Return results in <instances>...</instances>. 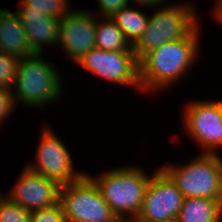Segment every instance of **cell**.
<instances>
[{"label": "cell", "mask_w": 222, "mask_h": 222, "mask_svg": "<svg viewBox=\"0 0 222 222\" xmlns=\"http://www.w3.org/2000/svg\"><path fill=\"white\" fill-rule=\"evenodd\" d=\"M183 126L202 153L219 154L222 148V100H197L186 103Z\"/></svg>", "instance_id": "obj_7"}, {"label": "cell", "mask_w": 222, "mask_h": 222, "mask_svg": "<svg viewBox=\"0 0 222 222\" xmlns=\"http://www.w3.org/2000/svg\"><path fill=\"white\" fill-rule=\"evenodd\" d=\"M115 222H132V221H128V220H125V219H118L117 221Z\"/></svg>", "instance_id": "obj_27"}, {"label": "cell", "mask_w": 222, "mask_h": 222, "mask_svg": "<svg viewBox=\"0 0 222 222\" xmlns=\"http://www.w3.org/2000/svg\"><path fill=\"white\" fill-rule=\"evenodd\" d=\"M0 52L24 58L35 53L18 12L0 8Z\"/></svg>", "instance_id": "obj_14"}, {"label": "cell", "mask_w": 222, "mask_h": 222, "mask_svg": "<svg viewBox=\"0 0 222 222\" xmlns=\"http://www.w3.org/2000/svg\"><path fill=\"white\" fill-rule=\"evenodd\" d=\"M137 6H126L117 12L111 19L124 33L125 38L133 46L136 41L142 36L148 23V16Z\"/></svg>", "instance_id": "obj_17"}, {"label": "cell", "mask_w": 222, "mask_h": 222, "mask_svg": "<svg viewBox=\"0 0 222 222\" xmlns=\"http://www.w3.org/2000/svg\"><path fill=\"white\" fill-rule=\"evenodd\" d=\"M186 164H165L160 168L176 184L184 198L222 200V157L200 153Z\"/></svg>", "instance_id": "obj_5"}, {"label": "cell", "mask_w": 222, "mask_h": 222, "mask_svg": "<svg viewBox=\"0 0 222 222\" xmlns=\"http://www.w3.org/2000/svg\"><path fill=\"white\" fill-rule=\"evenodd\" d=\"M213 17L222 25V0H216L215 8L213 9Z\"/></svg>", "instance_id": "obj_25"}, {"label": "cell", "mask_w": 222, "mask_h": 222, "mask_svg": "<svg viewBox=\"0 0 222 222\" xmlns=\"http://www.w3.org/2000/svg\"><path fill=\"white\" fill-rule=\"evenodd\" d=\"M47 126L42 130L37 147L35 161L26 166L35 173L57 181L60 185L79 180L85 172H78L74 167L72 154L64 141Z\"/></svg>", "instance_id": "obj_8"}, {"label": "cell", "mask_w": 222, "mask_h": 222, "mask_svg": "<svg viewBox=\"0 0 222 222\" xmlns=\"http://www.w3.org/2000/svg\"><path fill=\"white\" fill-rule=\"evenodd\" d=\"M102 19V20H101ZM96 48L105 51H133L124 33L111 18L96 16Z\"/></svg>", "instance_id": "obj_16"}, {"label": "cell", "mask_w": 222, "mask_h": 222, "mask_svg": "<svg viewBox=\"0 0 222 222\" xmlns=\"http://www.w3.org/2000/svg\"><path fill=\"white\" fill-rule=\"evenodd\" d=\"M17 12L21 17L30 47L35 54H43L45 46H58L59 19L37 11Z\"/></svg>", "instance_id": "obj_13"}, {"label": "cell", "mask_w": 222, "mask_h": 222, "mask_svg": "<svg viewBox=\"0 0 222 222\" xmlns=\"http://www.w3.org/2000/svg\"><path fill=\"white\" fill-rule=\"evenodd\" d=\"M0 222H31V212L2 195L0 197Z\"/></svg>", "instance_id": "obj_19"}, {"label": "cell", "mask_w": 222, "mask_h": 222, "mask_svg": "<svg viewBox=\"0 0 222 222\" xmlns=\"http://www.w3.org/2000/svg\"><path fill=\"white\" fill-rule=\"evenodd\" d=\"M95 33L96 15L91 10L71 9L60 20L58 45L76 63L91 49L96 48Z\"/></svg>", "instance_id": "obj_11"}, {"label": "cell", "mask_w": 222, "mask_h": 222, "mask_svg": "<svg viewBox=\"0 0 222 222\" xmlns=\"http://www.w3.org/2000/svg\"><path fill=\"white\" fill-rule=\"evenodd\" d=\"M165 222H180V220L178 219V217H175V218H171Z\"/></svg>", "instance_id": "obj_26"}, {"label": "cell", "mask_w": 222, "mask_h": 222, "mask_svg": "<svg viewBox=\"0 0 222 222\" xmlns=\"http://www.w3.org/2000/svg\"><path fill=\"white\" fill-rule=\"evenodd\" d=\"M43 57L44 54H35L20 59L12 88L15 104L20 102L27 107L43 110L62 98L61 73Z\"/></svg>", "instance_id": "obj_2"}, {"label": "cell", "mask_w": 222, "mask_h": 222, "mask_svg": "<svg viewBox=\"0 0 222 222\" xmlns=\"http://www.w3.org/2000/svg\"><path fill=\"white\" fill-rule=\"evenodd\" d=\"M67 222H115L118 220L94 181L85 173L79 180L61 185L59 200Z\"/></svg>", "instance_id": "obj_6"}, {"label": "cell", "mask_w": 222, "mask_h": 222, "mask_svg": "<svg viewBox=\"0 0 222 222\" xmlns=\"http://www.w3.org/2000/svg\"><path fill=\"white\" fill-rule=\"evenodd\" d=\"M196 7L191 2L170 4L149 16L145 31L132 46L138 61L165 43L187 37L201 24Z\"/></svg>", "instance_id": "obj_4"}, {"label": "cell", "mask_w": 222, "mask_h": 222, "mask_svg": "<svg viewBox=\"0 0 222 222\" xmlns=\"http://www.w3.org/2000/svg\"><path fill=\"white\" fill-rule=\"evenodd\" d=\"M76 65L117 85L141 91L139 61L133 51H105L93 48Z\"/></svg>", "instance_id": "obj_9"}, {"label": "cell", "mask_w": 222, "mask_h": 222, "mask_svg": "<svg viewBox=\"0 0 222 222\" xmlns=\"http://www.w3.org/2000/svg\"><path fill=\"white\" fill-rule=\"evenodd\" d=\"M200 26L202 25L199 24L187 37L165 43L139 61L143 93L168 90V87L179 82L192 70L190 68L196 63L200 51Z\"/></svg>", "instance_id": "obj_1"}, {"label": "cell", "mask_w": 222, "mask_h": 222, "mask_svg": "<svg viewBox=\"0 0 222 222\" xmlns=\"http://www.w3.org/2000/svg\"><path fill=\"white\" fill-rule=\"evenodd\" d=\"M167 0H131V2L134 3V5L136 4V6L142 7V8H151V7H161L167 5L165 2Z\"/></svg>", "instance_id": "obj_24"}, {"label": "cell", "mask_w": 222, "mask_h": 222, "mask_svg": "<svg viewBox=\"0 0 222 222\" xmlns=\"http://www.w3.org/2000/svg\"><path fill=\"white\" fill-rule=\"evenodd\" d=\"M152 174L144 192L142 207L133 222H165L178 217L183 194L160 167Z\"/></svg>", "instance_id": "obj_10"}, {"label": "cell", "mask_w": 222, "mask_h": 222, "mask_svg": "<svg viewBox=\"0 0 222 222\" xmlns=\"http://www.w3.org/2000/svg\"><path fill=\"white\" fill-rule=\"evenodd\" d=\"M178 219L180 222H222V200L184 198Z\"/></svg>", "instance_id": "obj_15"}, {"label": "cell", "mask_w": 222, "mask_h": 222, "mask_svg": "<svg viewBox=\"0 0 222 222\" xmlns=\"http://www.w3.org/2000/svg\"><path fill=\"white\" fill-rule=\"evenodd\" d=\"M60 188L61 185L57 181L35 173L25 165L15 185L13 184L5 196L31 212L58 204Z\"/></svg>", "instance_id": "obj_12"}, {"label": "cell", "mask_w": 222, "mask_h": 222, "mask_svg": "<svg viewBox=\"0 0 222 222\" xmlns=\"http://www.w3.org/2000/svg\"><path fill=\"white\" fill-rule=\"evenodd\" d=\"M20 59L0 52V88L12 90Z\"/></svg>", "instance_id": "obj_20"}, {"label": "cell", "mask_w": 222, "mask_h": 222, "mask_svg": "<svg viewBox=\"0 0 222 222\" xmlns=\"http://www.w3.org/2000/svg\"><path fill=\"white\" fill-rule=\"evenodd\" d=\"M98 18H112L117 12L130 5L131 0H98Z\"/></svg>", "instance_id": "obj_22"}, {"label": "cell", "mask_w": 222, "mask_h": 222, "mask_svg": "<svg viewBox=\"0 0 222 222\" xmlns=\"http://www.w3.org/2000/svg\"><path fill=\"white\" fill-rule=\"evenodd\" d=\"M86 174L98 187L102 198L118 219L134 221L143 203L144 192L151 178L141 166H121L96 174Z\"/></svg>", "instance_id": "obj_3"}, {"label": "cell", "mask_w": 222, "mask_h": 222, "mask_svg": "<svg viewBox=\"0 0 222 222\" xmlns=\"http://www.w3.org/2000/svg\"><path fill=\"white\" fill-rule=\"evenodd\" d=\"M16 107L11 89L0 88V126L3 121L13 114Z\"/></svg>", "instance_id": "obj_23"}, {"label": "cell", "mask_w": 222, "mask_h": 222, "mask_svg": "<svg viewBox=\"0 0 222 222\" xmlns=\"http://www.w3.org/2000/svg\"><path fill=\"white\" fill-rule=\"evenodd\" d=\"M19 5L16 11H37L59 20L70 11L67 0H21Z\"/></svg>", "instance_id": "obj_18"}, {"label": "cell", "mask_w": 222, "mask_h": 222, "mask_svg": "<svg viewBox=\"0 0 222 222\" xmlns=\"http://www.w3.org/2000/svg\"><path fill=\"white\" fill-rule=\"evenodd\" d=\"M31 222H67L60 202L52 207L31 211Z\"/></svg>", "instance_id": "obj_21"}]
</instances>
